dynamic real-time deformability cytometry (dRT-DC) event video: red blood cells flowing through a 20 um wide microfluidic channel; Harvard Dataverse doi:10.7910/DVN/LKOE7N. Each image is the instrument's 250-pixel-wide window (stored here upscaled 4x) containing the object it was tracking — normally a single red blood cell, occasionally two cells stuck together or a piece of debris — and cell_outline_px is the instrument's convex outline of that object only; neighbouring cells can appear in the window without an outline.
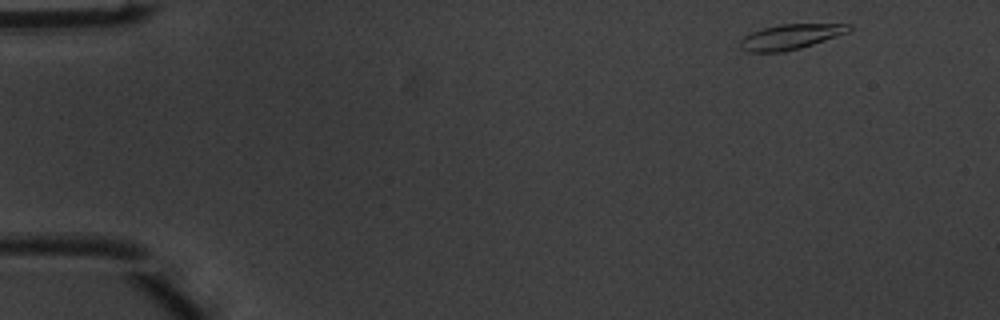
{"species": "common noctule bat (a hibernating species)", "species_latin": "Nyctalus noctula", "temperature_condition": "warm", "stored_images_in_passage": 47, "camera_frame_rate_fps": 3000, "um_per_image_px": 0.085, "animal": {"sex": "male", "body_mass_g": 20.1, "forearm_length_mm": 53.5}, "frame": {"image": 1, "passage_image": 1, "time_ms": 0.0, "image_size_px": [1000, 320], "cell_outline_px": [[852, 28], [848, 32], [800, 48], [780, 52], [748, 52], [740, 48], [740, 40], [744, 36], [752, 32], [764, 28], [780, 24], [852, 24]], "centroid_in_image_um": [67.17, 3.12], "position_along_channel_um": 17.8, "area_um2": 15.72}}
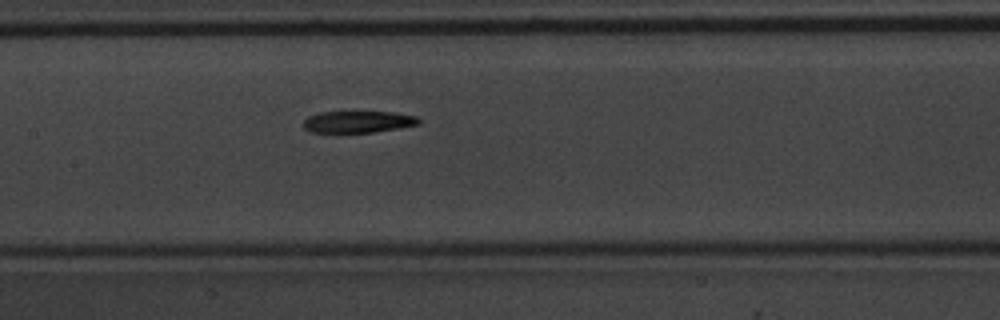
{"frame": {"image": 2, "passage_image": 21, "time_ms": 6.667, "image_size_px": [1000, 320], "cell_outline_px": [[420, 124], [400, 128], [372, 132], [340, 136], [308, 132], [304, 128], [304, 120], [308, 116], [320, 112], [392, 112], [416, 116], [420, 120]], "centroid_in_image_um": [30.34, 10.41], "position_along_channel_um": 177.1, "area_um2": 15.49}}
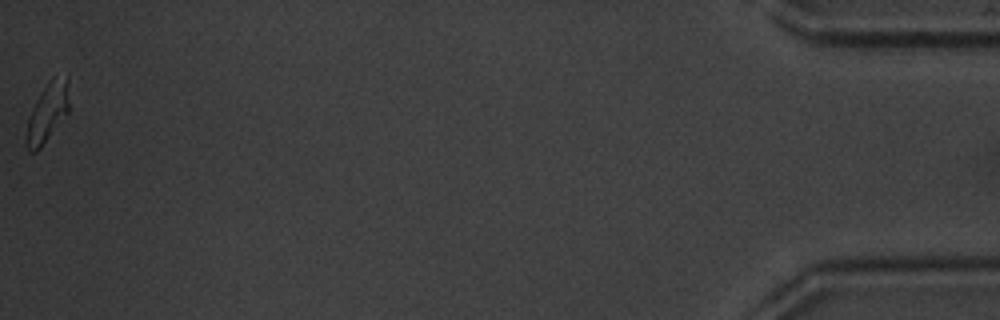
{"frame": {"image": 3, "passage_image": 47, "time_ms": 15.333, "image_size_px": [1000, 320], "cell_outline_px": [[68, 112], [40, 148], [36, 152], [28, 152], [24, 144], [24, 136], [28, 116], [40, 92], [48, 80], [52, 76], [68, 76]], "centroid_in_image_um": [3.98, 9.58], "position_along_channel_um": 431.2, "area_um2": 15.03}, "authors_computed_cell_mechanics": {"area_um2": 15.9528, "velocity_mm_per_s": 3.9957, "shape_relaxation_time_tau1_ms": 2.8522, "shape_relaxation_time_tau2_ms": null, "deformation_change_tau1": 0.1543, "deformation_change_tau2": null}}